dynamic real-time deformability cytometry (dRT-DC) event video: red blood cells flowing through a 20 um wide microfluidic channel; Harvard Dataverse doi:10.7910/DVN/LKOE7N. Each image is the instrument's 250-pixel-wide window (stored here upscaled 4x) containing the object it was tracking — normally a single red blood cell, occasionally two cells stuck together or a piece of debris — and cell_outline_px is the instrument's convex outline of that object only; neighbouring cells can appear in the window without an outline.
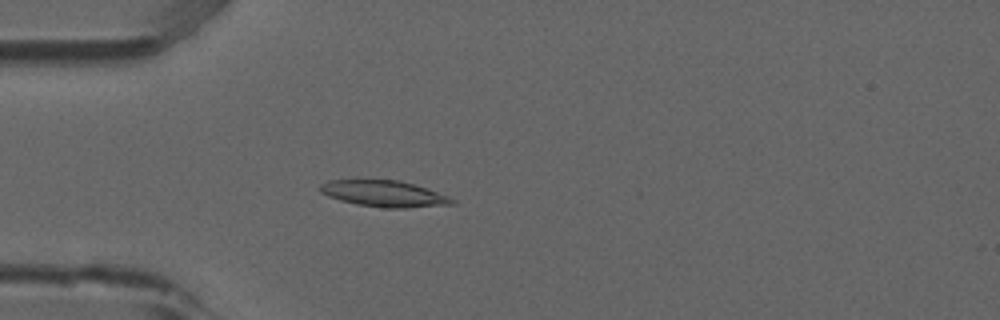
{"species": "common noctule bat (a hibernating species)", "species_latin": "Nyctalus noctula", "temperature_condition": "room temperature", "stored_images_in_passage": 4, "camera_frame_rate_fps": 3000, "um_per_image_px": 0.085, "animal": {"sex": "male", "forearm_length_mm": 52.5}, "frame": {"image": 1, "passage_image": 4, "time_ms": 1.0, "image_size_px": [1000, 320], "cell_outline_px": [[456, 204], [404, 208], [384, 208], [356, 204], [340, 200], [328, 196], [320, 192], [320, 184], [328, 180], [400, 180], [428, 188], [448, 196], [456, 200]], "centroid_in_image_um": [32.67, 16.46], "position_along_channel_um": 52.3, "area_um2": 20.29}}